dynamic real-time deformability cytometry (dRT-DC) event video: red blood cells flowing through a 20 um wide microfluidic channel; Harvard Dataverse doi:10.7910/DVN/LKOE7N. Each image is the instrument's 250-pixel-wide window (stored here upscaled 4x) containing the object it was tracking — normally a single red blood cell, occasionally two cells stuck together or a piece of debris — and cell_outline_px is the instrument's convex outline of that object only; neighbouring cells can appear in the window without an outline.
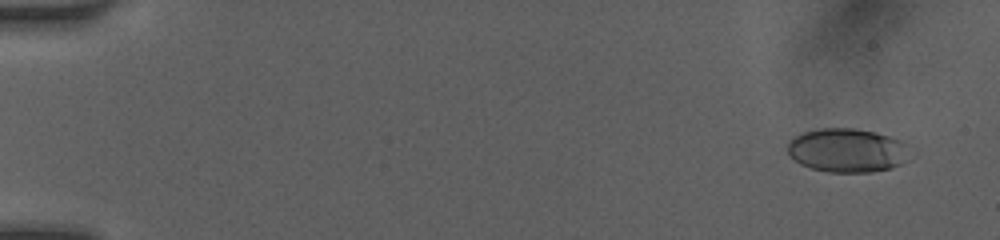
{"species": "human", "species_latin": "Homo sapiens", "temperature_condition": "room temperature", "stored_images_in_passage": 51, "camera_frame_rate_fps": 3000, "um_per_image_px": 0.085, "donor": {"sex": "female"}, "frame": {"image": 1, "passage_image": 4, "time_ms": 1.0, "image_size_px": [1000, 240], "cell_outline_px": [[916, 152], [900, 164], [892, 168], [872, 172], [828, 172], [812, 168], [800, 164], [788, 152], [788, 144], [796, 136], [804, 132], [820, 128], [856, 128], [876, 132], [900, 140], [908, 144]], "centroid_in_image_um": [72.11, 12.78], "position_along_channel_um": 12.9, "area_um2": 31.56}}
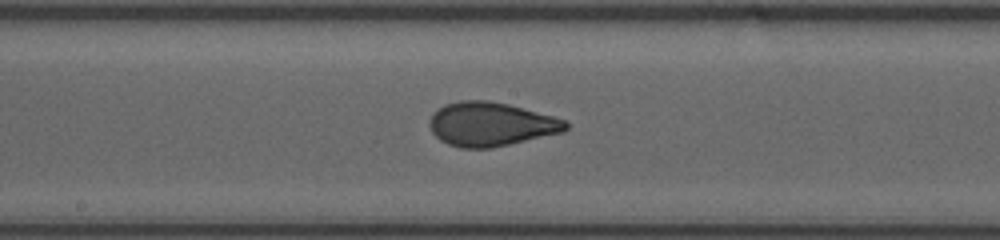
{"frame": {"image": 2, "passage_image": 29, "time_ms": 9.333, "image_size_px": [1000, 240], "cell_outline_px": [[568, 128], [564, 132], [492, 148], [460, 148], [448, 144], [440, 140], [432, 132], [428, 124], [428, 120], [432, 112], [444, 104], [460, 100], [488, 100], [508, 104], [552, 116], [564, 120], [568, 124]], "centroid_in_image_um": [41.68, 10.55], "position_along_channel_um": 206.5, "area_um2": 35.03}}
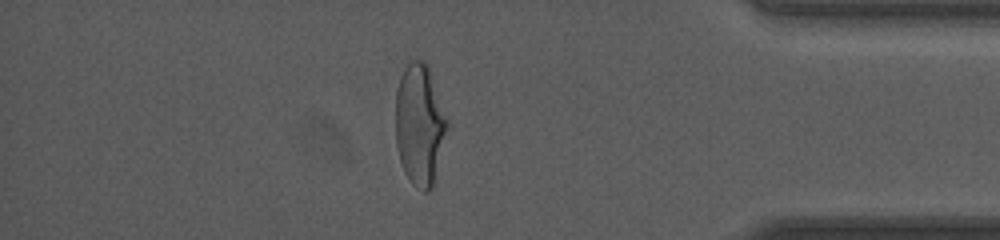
{"frame": {"image": 3, "passage_image": 45, "time_ms": 14.667, "image_size_px": [1000, 240], "cell_outline_px": [[448, 128], [432, 188], [428, 192], [424, 192], [412, 184], [404, 172], [400, 160], [396, 144], [396, 92], [400, 76], [404, 68], [412, 60], [420, 60], [428, 64], [448, 120]], "centroid_in_image_um": [35.67, 10.6], "position_along_channel_um": 399.5, "area_um2": 36.53}}